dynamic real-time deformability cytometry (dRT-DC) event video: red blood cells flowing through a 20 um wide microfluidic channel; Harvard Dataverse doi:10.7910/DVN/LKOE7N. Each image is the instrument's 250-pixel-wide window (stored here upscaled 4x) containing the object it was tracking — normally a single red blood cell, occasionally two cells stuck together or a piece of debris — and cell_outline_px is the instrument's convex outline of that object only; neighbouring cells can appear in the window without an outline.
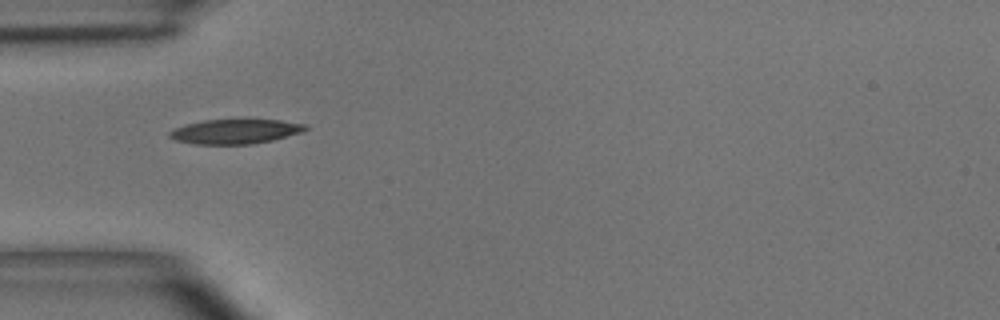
{"species": "common noctule bat (a hibernating species)", "species_latin": "Nyctalus noctula", "temperature_condition": "room temperature", "stored_images_in_passage": 3, "camera_frame_rate_fps": 3000, "um_per_image_px": 0.085, "animal": {"sex": "male", "body_mass_g": 15.6}, "frame": {"image": 1, "passage_image": 1, "time_ms": 0.0, "image_size_px": [1000, 320], "cell_outline_px": [[308, 128], [304, 132], [272, 140], [252, 144], [196, 144], [176, 140], [168, 136], [168, 132], [184, 124], [204, 120], [280, 120], [308, 124]], "centroid_in_image_um": [20.03, 11.17], "position_along_channel_um": 65.0, "area_um2": 19.48}}
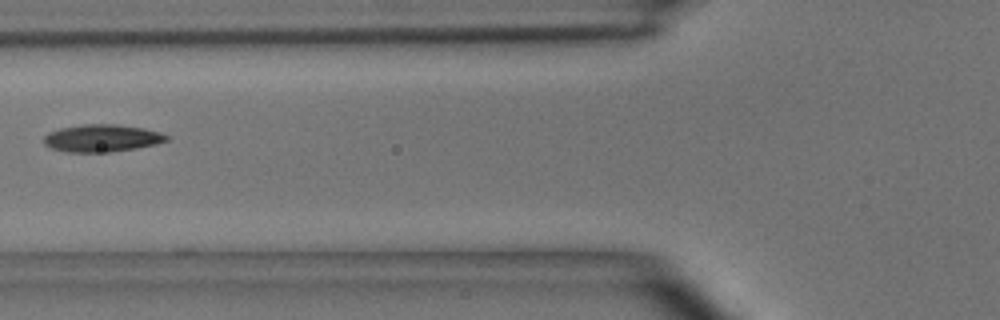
{"frame": {"image": 2, "passage_image": 2, "time_ms": 1.333, "image_size_px": [1000, 320], "cell_outline_px": [[172, 136], [168, 140], [156, 144], [136, 148], [108, 152], [68, 152], [52, 148], [44, 144], [44, 136], [48, 132], [60, 128], [84, 124], [116, 124], [144, 128], [160, 132]], "centroid_in_image_um": [8.69, 11.74], "position_along_channel_um": 117.1, "area_um2": 19.65}}